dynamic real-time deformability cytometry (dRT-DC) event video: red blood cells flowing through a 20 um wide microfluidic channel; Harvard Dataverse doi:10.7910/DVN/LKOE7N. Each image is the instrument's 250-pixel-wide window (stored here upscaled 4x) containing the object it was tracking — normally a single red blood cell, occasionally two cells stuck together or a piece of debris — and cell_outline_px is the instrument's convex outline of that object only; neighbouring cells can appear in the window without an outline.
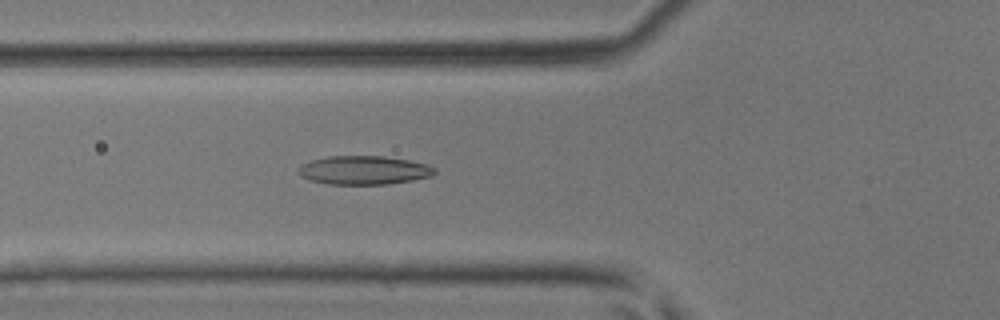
{"species": "common noctule bat (a hibernating species)", "species_latin": "Nyctalus noctula", "temperature_condition": "room temperature", "stored_images_in_passage": 45, "camera_frame_rate_fps": 3000, "um_per_image_px": 0.085, "animal": {"sex": "male", "body_mass_g": 17.9, "forearm_length_mm": 54.2}, "frame": {"image": 1, "passage_image": 18, "time_ms": 5.667, "image_size_px": [1000, 320], "cell_outline_px": [[436, 172], [432, 176], [412, 180], [388, 184], [328, 184], [312, 180], [300, 176], [296, 172], [300, 164], [312, 160], [328, 156], [384, 156], [408, 160], [428, 164], [436, 168]], "centroid_in_image_um": [30.93, 14.46], "position_along_channel_um": 94.9, "area_um2": 22.89}}
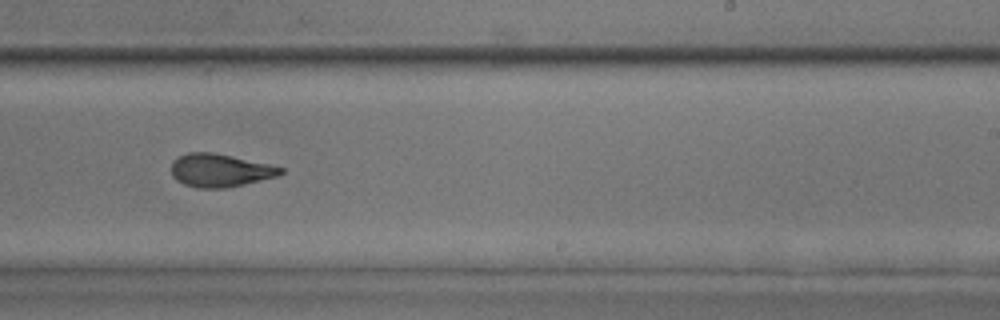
{"frame": {"image": 2, "passage_image": 30, "time_ms": 9.667, "image_size_px": [1000, 320], "cell_outline_px": [[284, 172], [276, 176], [244, 184], [224, 188], [196, 188], [184, 184], [176, 180], [172, 176], [172, 160], [176, 156], [188, 152], [212, 152], [268, 164], [284, 168]], "centroid_in_image_um": [18.64, 14.48], "position_along_channel_um": 270.4, "area_um2": 20.98}}
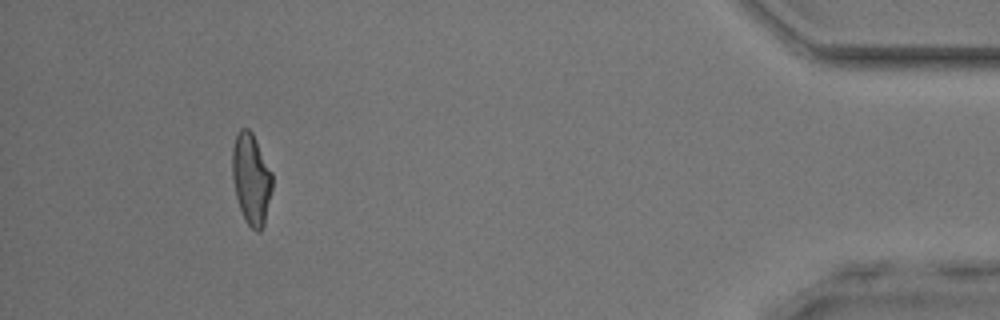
{"frame": {"image": 3, "passage_image": 44, "time_ms": 14.333, "image_size_px": [1000, 320], "cell_outline_px": [[272, 188], [264, 224], [260, 232], [256, 232], [244, 220], [236, 196], [232, 180], [232, 148], [236, 132], [240, 128], [248, 128], [252, 132], [272, 172]], "centroid_in_image_um": [21.34, 15.19], "position_along_channel_um": 413.9, "area_um2": 21.33}}